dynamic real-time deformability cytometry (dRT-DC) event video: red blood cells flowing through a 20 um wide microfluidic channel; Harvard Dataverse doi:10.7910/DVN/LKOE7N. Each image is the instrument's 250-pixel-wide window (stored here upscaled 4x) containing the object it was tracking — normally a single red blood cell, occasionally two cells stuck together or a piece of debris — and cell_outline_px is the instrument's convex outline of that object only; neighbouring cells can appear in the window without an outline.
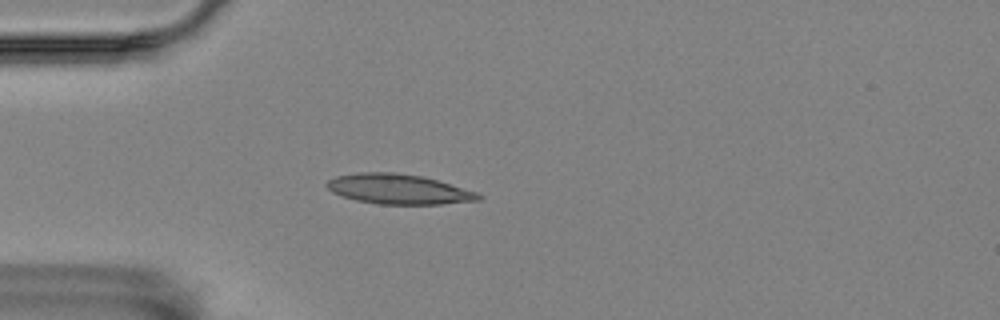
{"species": "Egyptian fruit bat (a non-hibernating species)", "species_latin": "Rousettus aegyptiacus", "temperature_condition": "room temperature", "stored_images_in_passage": 45, "camera_frame_rate_fps": 3000, "um_per_image_px": 0.085, "animal": {"sex": "female"}, "frame": {"image": 1, "passage_image": 9, "time_ms": 2.667, "image_size_px": [1000, 320], "cell_outline_px": [[484, 196], [480, 200], [440, 204], [376, 204], [356, 200], [340, 196], [332, 192], [324, 184], [328, 180], [336, 176], [360, 172], [392, 172], [420, 176], [436, 180], [476, 192]], "centroid_in_image_um": [33.83, 16.08], "position_along_channel_um": 51.2, "area_um2": 26.36}}
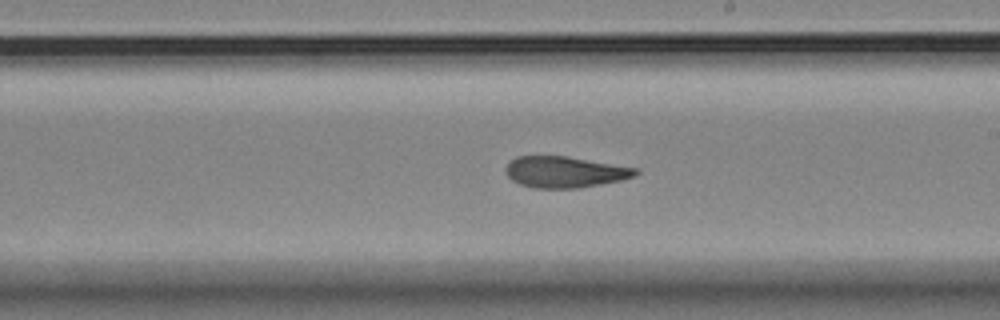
{"frame": {"image": 2, "passage_image": 26, "time_ms": 8.333, "image_size_px": [1000, 320], "cell_outline_px": [[640, 172], [636, 176], [620, 180], [580, 188], [532, 188], [520, 184], [512, 180], [504, 172], [504, 168], [516, 156], [564, 156], [640, 168]], "centroid_in_image_um": [48.02, 14.62], "position_along_channel_um": 241.0, "area_um2": 23.7}}
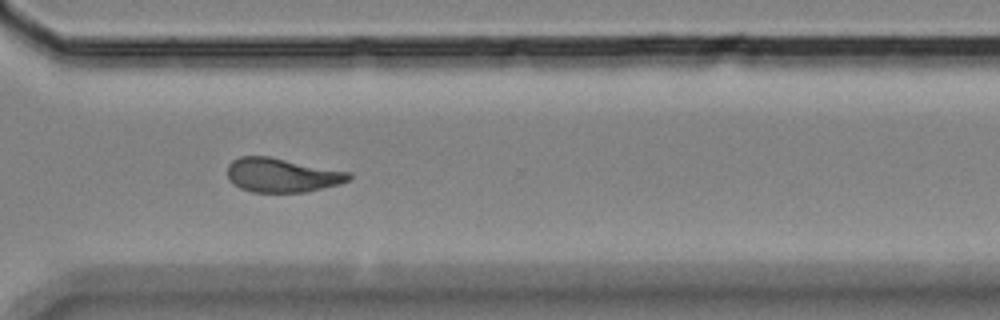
{"frame": {"image": 3, "passage_image": 35, "time_ms": 11.333, "image_size_px": [1000, 320], "cell_outline_px": [[352, 176], [348, 180], [340, 184], [308, 192], [252, 192], [240, 188], [228, 180], [228, 164], [232, 160], [240, 156], [268, 156], [352, 172]], "centroid_in_image_um": [23.98, 14.89], "position_along_channel_um": 346.6, "area_um2": 24.33}, "authors_computed_cell_mechanics": {"area_um2": 23.7558, "velocity_mm_per_s": 3.5264, "shape_relaxation_time_tau1_ms": null, "shape_relaxation_time_tau2_ms": 3.5288, "deformation_change_tau1": null, "deformation_change_tau2": 0.107}}